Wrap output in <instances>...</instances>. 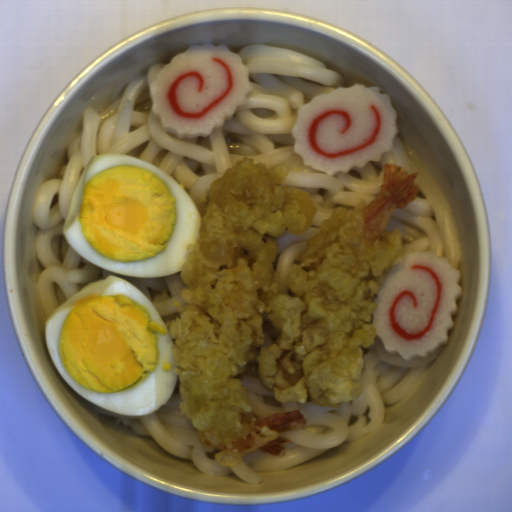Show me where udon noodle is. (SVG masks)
Here are the masks:
<instances>
[{
  "instance_id": "obj_1",
  "label": "udon noodle",
  "mask_w": 512,
  "mask_h": 512,
  "mask_svg": "<svg viewBox=\"0 0 512 512\" xmlns=\"http://www.w3.org/2000/svg\"><path fill=\"white\" fill-rule=\"evenodd\" d=\"M248 69L253 85L243 106L220 129L207 136L181 138L165 131L153 113L150 88L164 65H151L132 79L122 96L102 111L89 108L68 148V162L56 178L41 184L32 207L37 227L35 252L43 267L38 293L47 320L65 301L86 285L108 276L126 280L143 294L168 330L177 318L184 282L181 269L171 276L134 278L116 274L78 254L66 238L64 226L71 200L91 158L108 153L132 156L160 168L192 199L196 208L211 184L243 158L285 165V184L307 191L316 209L311 227L303 234L285 233L277 239L274 270L284 279L308 241L318 234L338 207L353 210L361 201L381 193L386 164L419 171L413 202L396 209L383 231L399 230L404 254L429 251L461 267L459 229L449 201L420 160L396 135L392 149L380 161L352 166L348 172L328 175L305 166L295 152L298 110L314 97L346 88L342 75L325 63L279 46L250 44L236 54Z\"/></svg>"
},
{
  "instance_id": "obj_2",
  "label": "udon noodle",
  "mask_w": 512,
  "mask_h": 512,
  "mask_svg": "<svg viewBox=\"0 0 512 512\" xmlns=\"http://www.w3.org/2000/svg\"><path fill=\"white\" fill-rule=\"evenodd\" d=\"M441 348L427 357L405 361L397 354H388L382 340L375 335V342L364 353L360 397L335 407L318 406L314 402H279L258 377L256 366L247 367L241 383L251 397L256 417L299 411L305 425L283 433L282 437L292 441L284 456L256 450L244 456L237 466L220 465L211 450L201 444L196 428L180 412L178 376L169 400L151 414H121L90 403L99 413L120 419L134 435L152 438L161 449L189 461L200 472L223 477L234 474L255 485L264 480L261 472L285 471L374 432L383 423L387 407L409 396Z\"/></svg>"
}]
</instances>
